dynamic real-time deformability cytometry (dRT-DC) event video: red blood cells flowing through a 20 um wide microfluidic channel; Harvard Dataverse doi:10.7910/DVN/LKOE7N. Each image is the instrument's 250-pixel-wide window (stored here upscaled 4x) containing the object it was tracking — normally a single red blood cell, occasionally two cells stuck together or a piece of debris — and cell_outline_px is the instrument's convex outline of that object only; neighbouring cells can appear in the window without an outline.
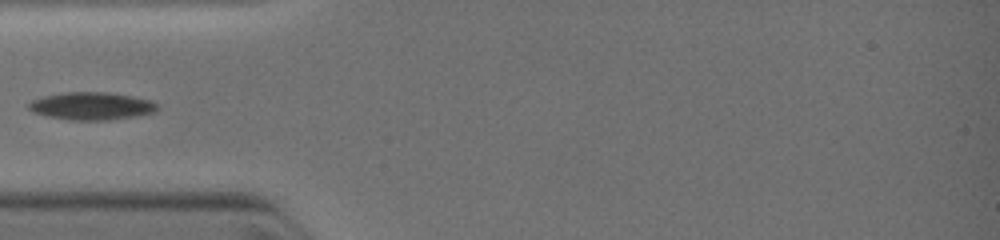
{"species": "common noctule bat (a hibernating species)", "species_latin": "Nyctalus noctula", "temperature_condition": "warm", "stored_images_in_passage": 1, "camera_frame_rate_fps": 3000, "um_per_image_px": 0.085, "animal": {"sex": "female", "body_mass_g": 19.0, "forearm_length_mm": 51.5}, "frame": {"image": 1, "passage_image": 1, "time_ms": 0.0, "image_size_px": [1000, 240], "cell_outline_px": [[156, 108], [152, 112], [132, 116], [108, 120], [72, 120], [52, 116], [36, 112], [28, 108], [28, 104], [32, 100], [44, 96], [64, 92], [108, 92], [132, 96], [152, 100], [156, 104]], "centroid_in_image_um": [7.78, 8.99], "position_along_channel_um": 77.2, "area_um2": 20.23}}